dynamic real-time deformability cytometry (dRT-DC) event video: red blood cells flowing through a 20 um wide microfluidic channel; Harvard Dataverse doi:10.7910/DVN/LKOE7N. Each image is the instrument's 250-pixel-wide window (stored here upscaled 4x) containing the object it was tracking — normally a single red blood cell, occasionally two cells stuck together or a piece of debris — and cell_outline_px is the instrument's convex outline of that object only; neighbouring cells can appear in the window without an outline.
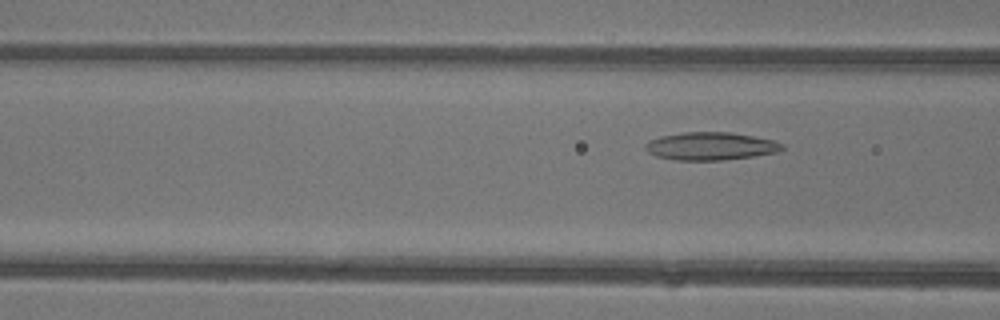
{"species": "common noctule bat (a hibernating species)", "species_latin": "Nyctalus noctula", "temperature_condition": "warm", "stored_images_in_passage": 4, "camera_frame_rate_fps": 3000, "um_per_image_px": 0.085, "animal": {"sex": "female"}, "frame": {"image": 1, "passage_image": 4, "time_ms": 1.0, "image_size_px": [1000, 320], "cell_outline_px": [[784, 148], [780, 152], [752, 156], [720, 160], [676, 160], [656, 156], [648, 152], [644, 148], [644, 144], [660, 136], [684, 132], [728, 132], [752, 136], [772, 140], [784, 144]], "centroid_in_image_um": [60.4, 12.42], "position_along_channel_um": 106.2, "area_um2": 22.08}}